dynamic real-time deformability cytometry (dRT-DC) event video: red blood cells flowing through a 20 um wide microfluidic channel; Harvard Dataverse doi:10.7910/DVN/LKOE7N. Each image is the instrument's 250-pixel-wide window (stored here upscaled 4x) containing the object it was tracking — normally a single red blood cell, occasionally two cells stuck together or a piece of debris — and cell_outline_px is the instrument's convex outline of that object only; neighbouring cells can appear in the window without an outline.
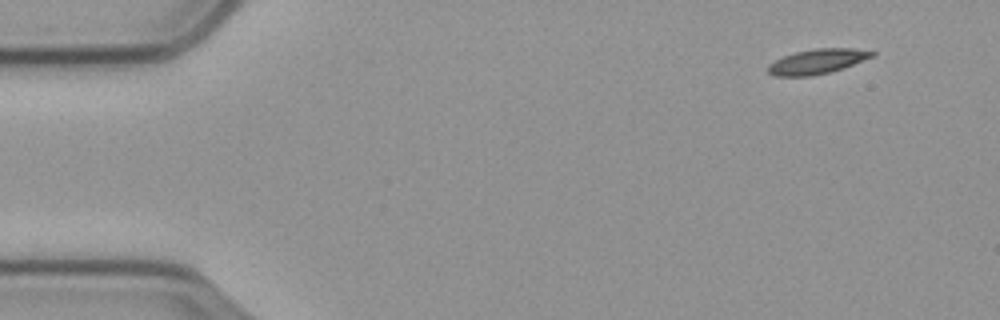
{"species": "common noctule bat (a hibernating species)", "species_latin": "Nyctalus noctula", "temperature_condition": "cold", "stored_images_in_passage": 55, "camera_frame_rate_fps": 3000, "um_per_image_px": 0.085, "animal": {"sex": "male", "body_mass_g": 23.1, "forearm_length_mm": 52.7}, "frame": {"image": 1, "passage_image": 1, "time_ms": 0.0, "image_size_px": [1000, 320], "cell_outline_px": [[876, 56], [844, 68], [812, 76], [776, 76], [768, 72], [764, 68], [768, 64], [784, 56], [796, 52], [816, 48], [852, 48], [876, 52]], "centroid_in_image_um": [69.48, 5.23], "position_along_channel_um": 15.5, "area_um2": 15.14}}
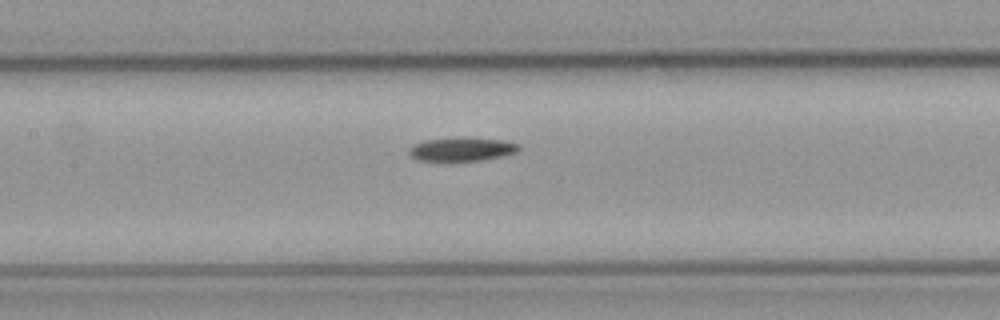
{"frame": {"image": 2, "passage_image": 23, "time_ms": 7.333, "image_size_px": [1000, 320], "cell_outline_px": [[520, 148], [516, 152], [504, 156], [480, 160], [420, 160], [412, 156], [408, 152], [408, 148], [416, 144], [428, 140], [460, 136], [504, 140], [520, 144]], "centroid_in_image_um": [39.32, 12.66], "position_along_channel_um": 168.1, "area_um2": 15.09}}
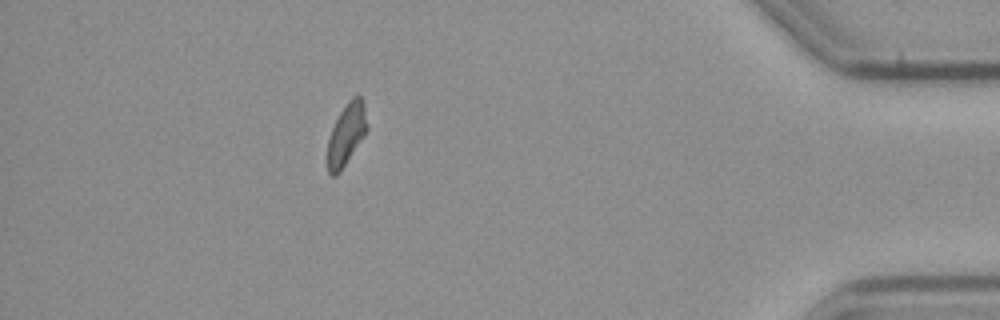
{"frame": {"image": 3, "passage_image": 48, "time_ms": 15.667, "image_size_px": [1000, 320], "cell_outline_px": [[368, 128], [364, 136], [340, 172], [336, 176], [332, 176], [328, 172], [324, 156], [328, 140], [332, 128], [340, 112], [348, 100], [352, 96], [360, 96], [364, 104], [368, 124]], "centroid_in_image_um": [29.4, 11.47], "position_along_channel_um": 405.8, "area_um2": 14.62}, "authors_computed_cell_mechanics": {"area_um2": 15.0858, "velocity_mm_per_s": 3.5098, "shape_relaxation_time_tau1_ms": 7.0481, "shape_relaxation_time_tau2_ms": null, "deformation_change_tau1": 0.1488, "deformation_change_tau2": null}}